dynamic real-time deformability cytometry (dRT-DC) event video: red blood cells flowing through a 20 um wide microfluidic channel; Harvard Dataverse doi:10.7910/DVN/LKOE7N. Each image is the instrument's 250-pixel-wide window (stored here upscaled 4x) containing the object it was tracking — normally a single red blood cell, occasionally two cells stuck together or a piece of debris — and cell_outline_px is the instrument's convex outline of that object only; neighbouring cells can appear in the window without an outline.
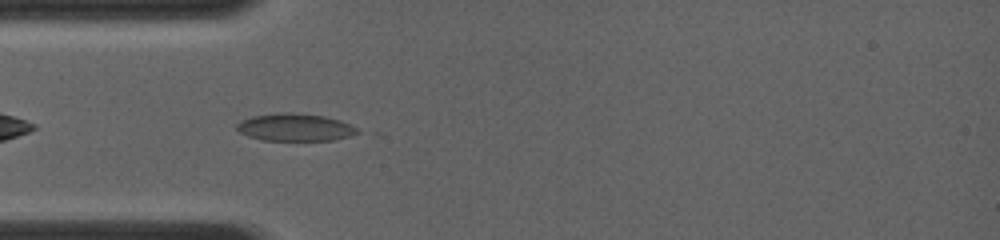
{"species": "common noctule bat (a hibernating species)", "species_latin": "Nyctalus noctula", "temperature_condition": "room temperature", "stored_images_in_passage": 34, "camera_frame_rate_fps": 4000, "um_per_image_px": 0.085, "animal": {"sex": "female", "body_mass_g": 19.0, "forearm_length_mm": 56.7}, "frame": {"image": 1, "passage_image": 3, "time_ms": 0.5, "image_size_px": [1000, 240], "cell_outline_px": [[360, 132], [348, 136], [332, 140], [264, 140], [248, 136], [240, 132], [236, 128], [236, 124], [240, 120], [252, 116], [280, 112], [324, 116], [340, 120], [356, 128]], "centroid_in_image_um": [25.03, 10.82], "position_along_channel_um": 60.0, "area_um2": 19.02}}
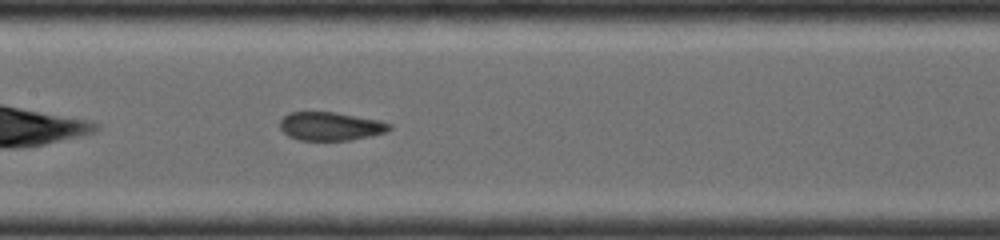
{"frame": {"image": 2, "passage_image": 14, "time_ms": 3.25, "image_size_px": [1000, 240], "cell_outline_px": [[392, 128], [388, 132], [352, 140], [300, 140], [288, 136], [280, 128], [280, 120], [288, 112], [336, 112], [380, 120], [392, 124]], "centroid_in_image_um": [28.12, 10.73], "position_along_channel_um": 179.3, "area_um2": 18.32}}
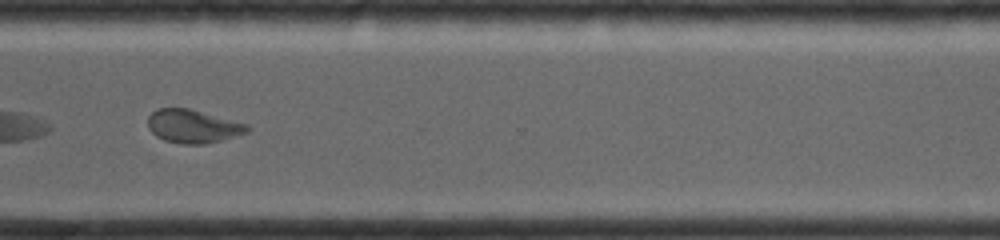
{"frame": {"image": 3, "passage_image": 30, "time_ms": 7.25, "image_size_px": [1000, 240], "cell_outline_px": [[252, 128], [248, 132], [220, 140], [204, 144], [180, 144], [164, 140], [156, 136], [148, 128], [148, 116], [156, 108], [188, 108], [248, 124]], "centroid_in_image_um": [16.39, 10.73], "position_along_channel_um": 354.2, "area_um2": 19.31}}